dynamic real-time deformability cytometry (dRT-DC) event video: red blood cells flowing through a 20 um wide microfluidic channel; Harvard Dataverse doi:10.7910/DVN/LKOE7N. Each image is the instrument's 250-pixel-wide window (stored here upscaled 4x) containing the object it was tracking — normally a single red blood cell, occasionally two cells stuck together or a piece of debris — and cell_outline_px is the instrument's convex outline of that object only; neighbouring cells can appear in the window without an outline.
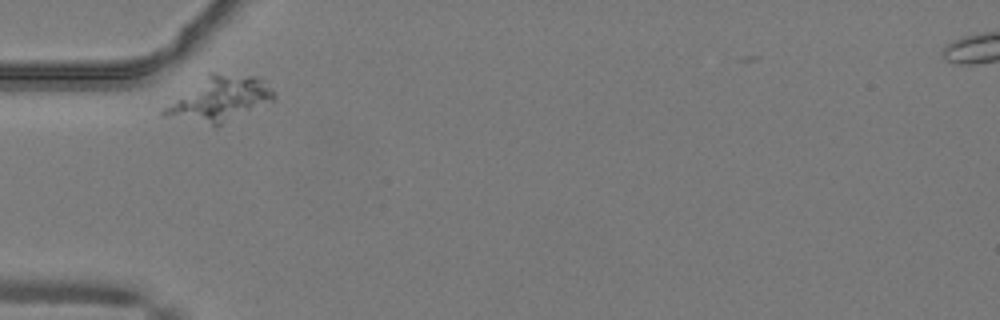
{"species": "common noctule bat (a hibernating species)", "species_latin": "Nyctalus noctula", "temperature_condition": "warm", "stored_images_in_passage": 29, "camera_frame_rate_fps": 3000, "um_per_image_px": 0.085, "animal": {"sex": "male", "body_mass_g": 19.2, "forearm_length_mm": 51.8}, "frame": {"image": 1, "passage_image": 1, "time_ms": 0.0, "image_size_px": [1000, 320], "cell_outline_px": [[276, 100], [216, 128], [160, 112], [164, 108], [208, 72], [216, 72], [260, 76], [272, 88], [276, 96]], "centroid_in_image_um": [18.8, 8.39], "position_along_channel_um": 66.2, "area_um2": 28.73}}
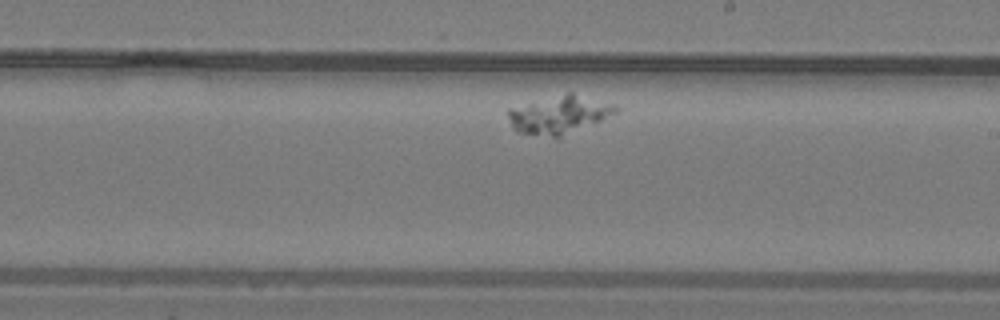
{"frame": {"image": 2, "passage_image": 17, "time_ms": 5.333, "image_size_px": [1000, 320], "cell_outline_px": [[620, 108], [616, 112], [600, 120], [556, 140], [516, 132], [512, 128], [508, 116], [508, 108], [568, 92], [572, 92], [616, 104]], "centroid_in_image_um": [47.51, 9.78], "position_along_channel_um": 241.5, "area_um2": 24.28}}
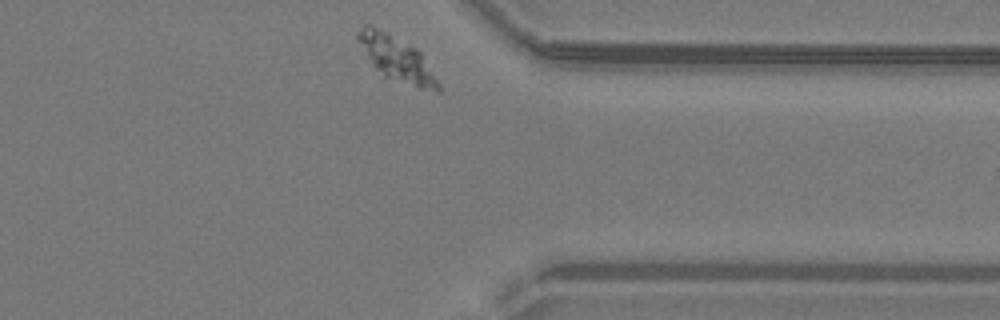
{"frame": {"image": 3, "passage_image": 29, "time_ms": 9.333, "image_size_px": [1000, 320], "cell_outline_px": [[440, 92], [436, 92], [416, 88], [384, 76], [372, 68], [356, 36], [356, 32], [364, 24], [368, 24], [388, 32], [416, 48], [420, 52], [440, 84]], "centroid_in_image_um": [33.69, 5.0], "position_along_channel_um": 377.7, "area_um2": 21.15}}